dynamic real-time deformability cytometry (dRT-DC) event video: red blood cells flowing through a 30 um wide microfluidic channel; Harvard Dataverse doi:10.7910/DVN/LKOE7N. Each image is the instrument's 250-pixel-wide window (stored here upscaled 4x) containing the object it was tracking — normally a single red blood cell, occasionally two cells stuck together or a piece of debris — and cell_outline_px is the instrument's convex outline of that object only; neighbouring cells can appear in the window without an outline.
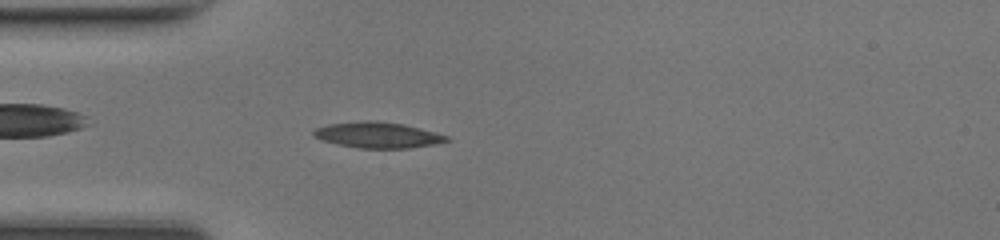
{"species": "common noctule bat (a hibernating species)", "species_latin": "Nyctalus noctula", "temperature_condition": "room temperature", "stored_images_in_passage": 42, "camera_frame_rate_fps": 3000, "um_per_image_px": 0.085, "animal": {"sex": "female", "body_mass_g": 17.0, "forearm_length_mm": 48.0}, "frame": {"image": 1, "passage_image": 11, "time_ms": 3.333, "image_size_px": [1000, 240], "cell_outline_px": [[452, 140], [432, 144], [408, 148], [360, 148], [340, 144], [324, 140], [312, 136], [312, 132], [316, 128], [328, 124], [368, 120], [372, 120], [404, 124], [448, 136]], "centroid_in_image_um": [32.1, 11.47], "position_along_channel_um": 52.9, "area_um2": 19.71}}
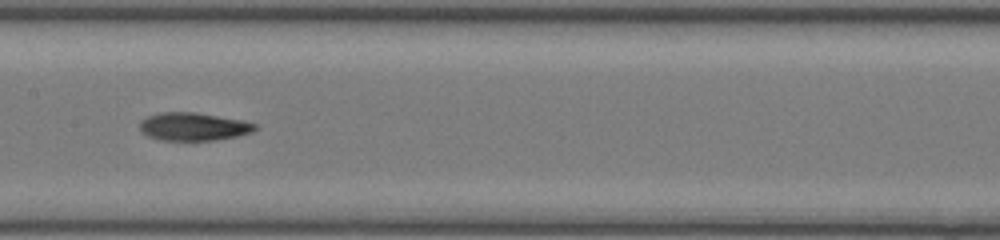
{"frame": {"image": 2, "passage_image": 21, "time_ms": 6.667, "image_size_px": [1000, 240], "cell_outline_px": [[256, 128], [252, 132], [236, 136], [216, 140], [160, 140], [148, 136], [140, 128], [140, 120], [148, 116], [160, 112], [192, 112], [240, 120], [256, 124]], "centroid_in_image_um": [16.41, 10.76], "position_along_channel_um": 191.0, "area_um2": 18.5}}
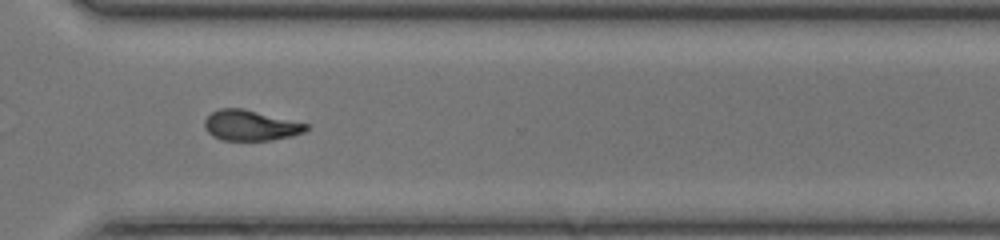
{"frame": {"image": 3, "passage_image": 32, "time_ms": 10.333, "image_size_px": [1000, 240], "cell_outline_px": [[308, 128], [304, 132], [292, 136], [272, 140], [220, 140], [212, 136], [204, 128], [204, 120], [212, 112], [220, 108], [244, 108], [308, 124]], "centroid_in_image_um": [21.27, 10.66], "position_along_channel_um": 349.3, "area_um2": 18.09}, "authors_computed_cell_mechanics": {"area_um2": 18.5538, "velocity_mm_per_s": 4.3303, "shape_relaxation_time_tau1_ms": null, "shape_relaxation_time_tau2_ms": 5.1531, "deformation_change_tau1": null, "deformation_change_tau2": 0.1381}}